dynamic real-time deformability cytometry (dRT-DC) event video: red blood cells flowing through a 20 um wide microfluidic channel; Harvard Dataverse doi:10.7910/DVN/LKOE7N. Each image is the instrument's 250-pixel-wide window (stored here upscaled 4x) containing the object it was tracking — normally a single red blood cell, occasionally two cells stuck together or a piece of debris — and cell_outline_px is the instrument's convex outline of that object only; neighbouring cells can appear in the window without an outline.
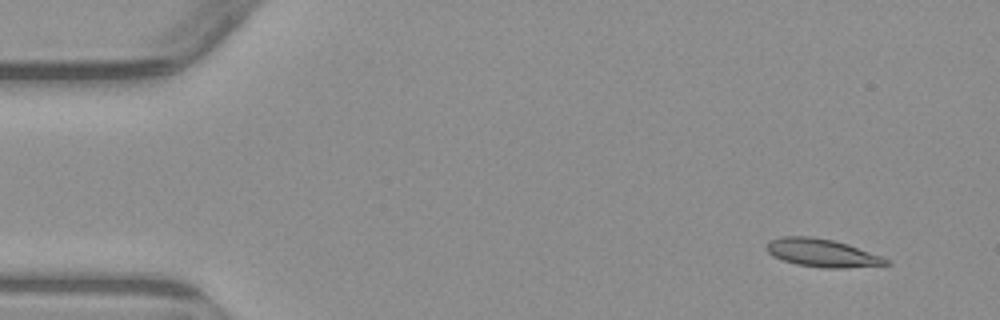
{"species": "common noctule bat (a hibernating species)", "species_latin": "Nyctalus noctula", "temperature_condition": "warm", "stored_images_in_passage": 4, "camera_frame_rate_fps": 3000, "um_per_image_px": 0.085, "animal": {"sex": "male", "body_mass_g": 23.1, "forearm_length_mm": 52.7}, "frame": {"image": 1, "passage_image": 1, "time_ms": 0.0, "image_size_px": [1000, 320], "cell_outline_px": [[892, 264], [844, 268], [820, 268], [796, 264], [772, 256], [764, 248], [764, 244], [768, 240], [780, 236], [812, 236], [832, 240], [848, 244], [892, 260]], "centroid_in_image_um": [69.84, 21.49], "position_along_channel_um": 15.2, "area_um2": 19.83}}